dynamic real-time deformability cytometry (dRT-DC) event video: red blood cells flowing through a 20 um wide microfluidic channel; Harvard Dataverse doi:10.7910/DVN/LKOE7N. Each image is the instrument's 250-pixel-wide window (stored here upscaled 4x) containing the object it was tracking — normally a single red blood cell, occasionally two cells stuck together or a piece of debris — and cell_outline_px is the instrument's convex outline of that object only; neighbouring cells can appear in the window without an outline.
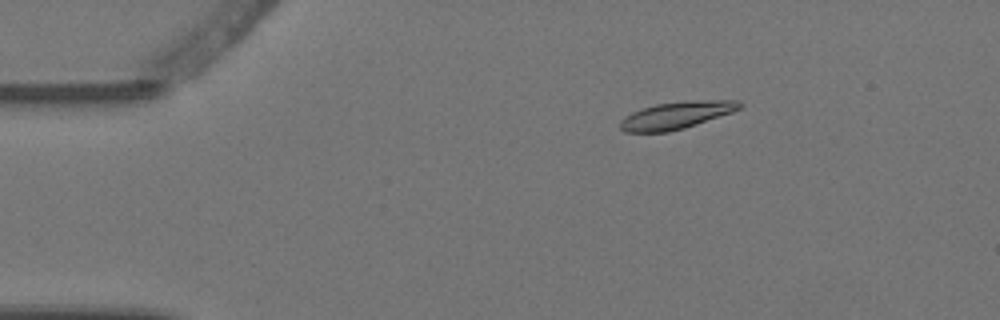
{"species": "Egyptian fruit bat (a non-hibernating species)", "species_latin": "Rousettus aegyptiacus", "temperature_condition": "warm", "stored_images_in_passage": 4, "camera_frame_rate_fps": 3000, "um_per_image_px": 0.085, "animal": {"sex": "female"}, "frame": {"image": 1, "passage_image": 2, "time_ms": 0.333, "image_size_px": [1000, 320], "cell_outline_px": [[744, 104], [740, 108], [732, 112], [684, 128], [668, 132], [624, 132], [620, 128], [620, 120], [624, 116], [640, 108], [656, 104], [692, 100], [740, 100]], "centroid_in_image_um": [57.48, 9.79], "position_along_channel_um": 27.5, "area_um2": 19.02}}